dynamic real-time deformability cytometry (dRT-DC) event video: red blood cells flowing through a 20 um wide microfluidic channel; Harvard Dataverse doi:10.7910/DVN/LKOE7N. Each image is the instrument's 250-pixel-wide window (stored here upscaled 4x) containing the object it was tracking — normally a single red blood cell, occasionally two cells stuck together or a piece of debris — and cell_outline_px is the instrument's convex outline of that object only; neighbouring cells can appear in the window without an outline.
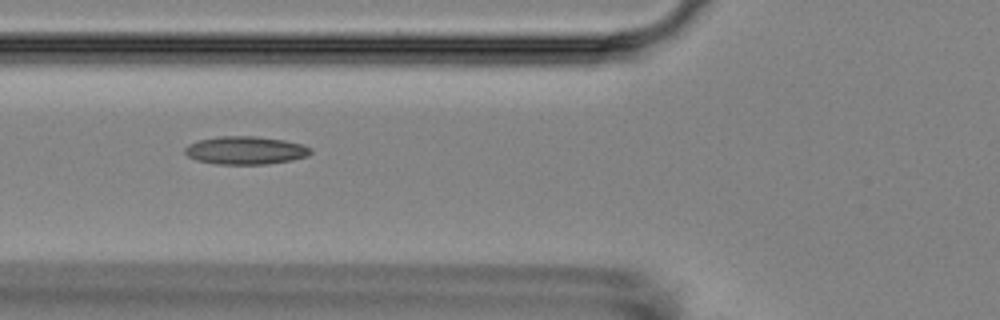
{"species": "Egyptian fruit bat (a non-hibernating species)", "species_latin": "Rousettus aegyptiacus", "temperature_condition": "room temperature", "stored_images_in_passage": 10, "camera_frame_rate_fps": 3000, "um_per_image_px": 0.085, "animal": {"sex": "female"}, "frame": {"image": 1, "passage_image": 6, "time_ms": 6.667, "image_size_px": [1000, 320], "cell_outline_px": [[312, 152], [308, 156], [292, 160], [268, 164], [216, 164], [196, 160], [188, 156], [184, 152], [184, 148], [188, 144], [200, 140], [216, 136], [256, 136], [284, 140], [304, 144], [312, 148]], "centroid_in_image_um": [20.89, 12.78], "position_along_channel_um": 104.9, "area_um2": 20.75}}
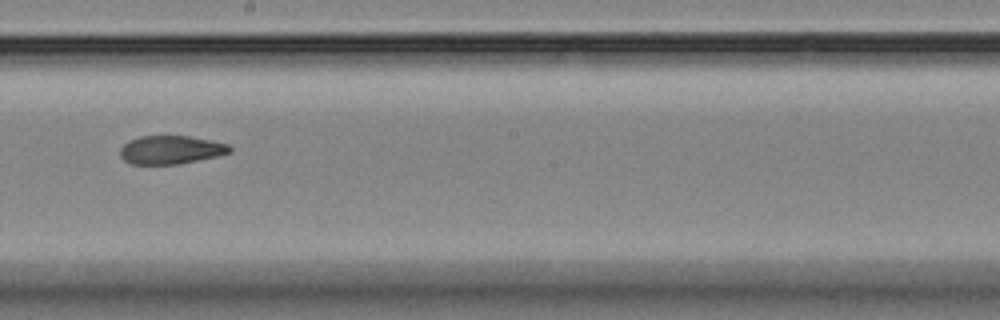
{"frame": {"image": 2, "passage_image": 9, "time_ms": 10.333, "image_size_px": [1000, 320], "cell_outline_px": [[232, 152], [216, 156], [176, 164], [132, 164], [124, 160], [120, 156], [120, 148], [128, 140], [140, 136], [188, 136], [228, 144], [232, 148]], "centroid_in_image_um": [14.49, 12.73], "position_along_channel_um": 233.7, "area_um2": 17.98}}
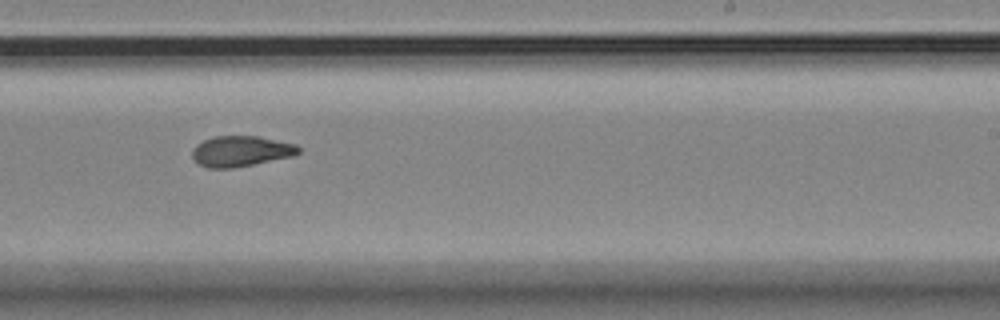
{"frame": {"image": 3, "passage_image": 10, "time_ms": 11.333, "image_size_px": [1000, 320], "cell_outline_px": [[300, 152], [292, 156], [232, 168], [208, 168], [192, 160], [192, 148], [196, 144], [212, 136], [256, 136], [296, 144], [300, 148]], "centroid_in_image_um": [20.43, 12.84], "position_along_channel_um": 268.6, "area_um2": 18.9}}